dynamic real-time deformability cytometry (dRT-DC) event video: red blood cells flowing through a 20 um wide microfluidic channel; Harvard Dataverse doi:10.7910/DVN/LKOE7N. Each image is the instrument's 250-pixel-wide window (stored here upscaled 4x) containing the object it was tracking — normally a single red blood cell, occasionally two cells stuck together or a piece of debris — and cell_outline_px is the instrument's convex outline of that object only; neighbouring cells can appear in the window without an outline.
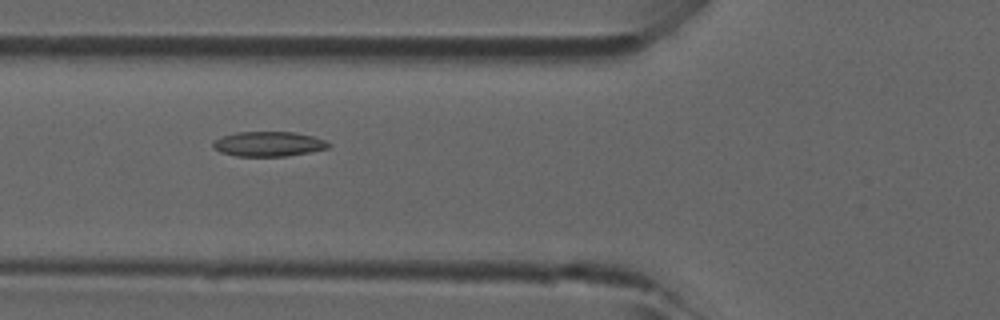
{"species": "common noctule bat (a hibernating species)", "species_latin": "Nyctalus noctula", "temperature_condition": "room temperature", "stored_images_in_passage": 6, "camera_frame_rate_fps": 3000, "um_per_image_px": 0.085, "animal": {"sex": "male", "forearm_length_mm": 52.5}, "frame": {"image": 1, "passage_image": 6, "time_ms": 1.667, "image_size_px": [1000, 320], "cell_outline_px": [[332, 144], [328, 148], [288, 156], [236, 156], [220, 152], [212, 148], [212, 140], [236, 132], [292, 132], [312, 136], [324, 140]], "centroid_in_image_um": [22.78, 12.24], "position_along_channel_um": 103.0, "area_um2": 16.7}}